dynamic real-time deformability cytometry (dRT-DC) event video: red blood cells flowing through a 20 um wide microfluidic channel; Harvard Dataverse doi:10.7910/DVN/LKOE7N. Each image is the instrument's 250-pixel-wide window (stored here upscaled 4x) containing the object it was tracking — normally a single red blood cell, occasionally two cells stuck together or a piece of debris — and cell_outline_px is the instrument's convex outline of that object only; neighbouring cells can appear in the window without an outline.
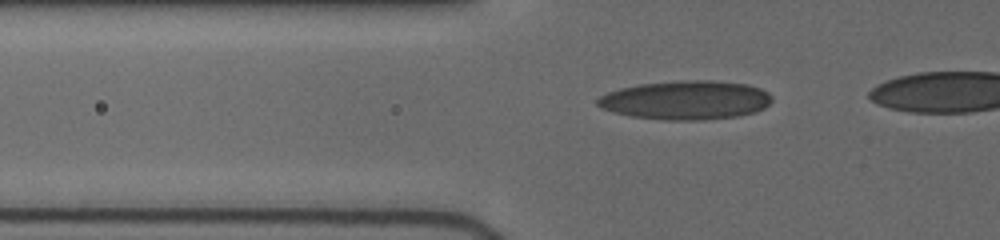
{"species": "human", "species_latin": "Homo sapiens", "temperature_condition": "cold", "stored_images_in_passage": 14, "camera_frame_rate_fps": 3000, "um_per_image_px": 0.085, "donor": {"sex": "female"}, "frame": {"image": 1, "passage_image": 11, "time_ms": 5.0, "image_size_px": [1000, 240], "cell_outline_px": [[772, 100], [764, 108], [756, 112], [740, 116], [704, 120], [664, 120], [628, 116], [612, 112], [596, 104], [596, 100], [600, 96], [608, 92], [620, 88], [640, 84], [692, 80], [712, 80], [744, 84], [760, 88], [768, 92], [772, 96]], "centroid_in_image_um": [58.3, 8.52], "position_along_channel_um": 67.5, "area_um2": 39.59}}